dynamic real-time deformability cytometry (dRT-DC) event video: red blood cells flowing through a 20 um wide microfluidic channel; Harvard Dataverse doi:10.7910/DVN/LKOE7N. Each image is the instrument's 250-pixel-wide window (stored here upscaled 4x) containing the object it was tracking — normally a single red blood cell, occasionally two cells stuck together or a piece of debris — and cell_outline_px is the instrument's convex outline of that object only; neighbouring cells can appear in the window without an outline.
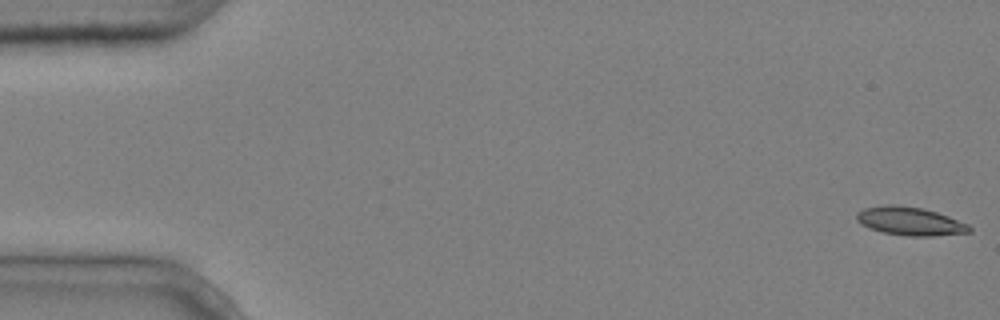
{"species": "common noctule bat (a hibernating species)", "species_latin": "Nyctalus noctula", "temperature_condition": "cold", "stored_images_in_passage": 5, "camera_frame_rate_fps": 3000, "um_per_image_px": 0.085, "animal": {"sex": "male", "body_mass_g": 20.4}, "frame": {"image": 1, "passage_image": 1, "time_ms": 0.0, "image_size_px": [1000, 320], "cell_outline_px": [[972, 232], [932, 236], [908, 236], [884, 232], [872, 228], [856, 220], [856, 212], [864, 208], [888, 204], [896, 204], [924, 208], [948, 216], [968, 224], [972, 228]], "centroid_in_image_um": [77.38, 18.79], "position_along_channel_um": 7.6, "area_um2": 18.55}}
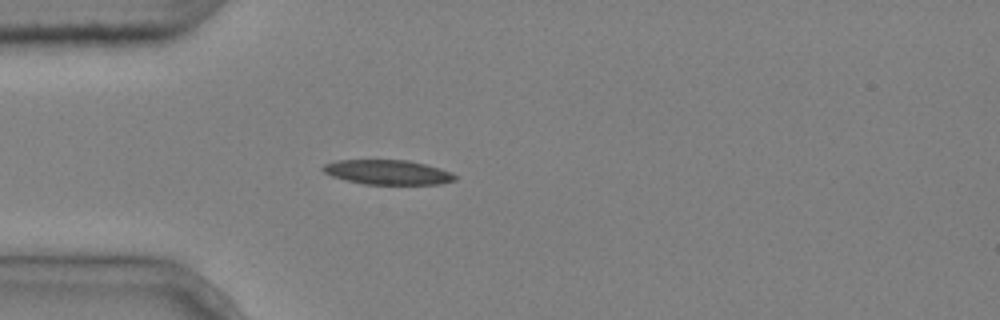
{"frame": {"image": 2, "passage_image": 5, "time_ms": 1.333, "image_size_px": [1000, 320], "cell_outline_px": [[456, 180], [440, 184], [364, 184], [332, 176], [324, 172], [320, 168], [324, 164], [336, 160], [408, 160], [440, 168], [452, 172], [456, 176]], "centroid_in_image_um": [32.96, 14.63], "position_along_channel_um": 52.0, "area_um2": 18.9}}